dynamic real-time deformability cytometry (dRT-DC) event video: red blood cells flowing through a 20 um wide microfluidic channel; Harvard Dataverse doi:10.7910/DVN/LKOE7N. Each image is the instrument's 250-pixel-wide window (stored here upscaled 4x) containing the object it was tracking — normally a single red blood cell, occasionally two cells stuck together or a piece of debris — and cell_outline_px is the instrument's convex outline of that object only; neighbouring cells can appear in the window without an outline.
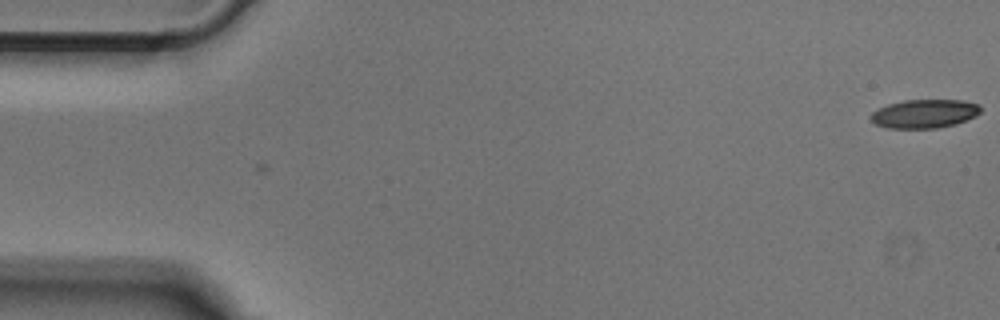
{"species": "Egyptian fruit bat (a non-hibernating species)", "species_latin": "Rousettus aegyptiacus", "temperature_condition": "cold", "stored_images_in_passage": 2, "camera_frame_rate_fps": 3000, "um_per_image_px": 0.085, "animal": {"sex": "male"}, "frame": {"image": 1, "passage_image": 1, "time_ms": 0.0, "image_size_px": [1000, 320], "cell_outline_px": [[980, 112], [976, 116], [956, 124], [936, 128], [888, 128], [876, 124], [868, 116], [872, 112], [888, 104], [904, 100], [964, 100], [980, 104]], "centroid_in_image_um": [78.59, 9.66], "position_along_channel_um": 6.4, "area_um2": 18.38}}